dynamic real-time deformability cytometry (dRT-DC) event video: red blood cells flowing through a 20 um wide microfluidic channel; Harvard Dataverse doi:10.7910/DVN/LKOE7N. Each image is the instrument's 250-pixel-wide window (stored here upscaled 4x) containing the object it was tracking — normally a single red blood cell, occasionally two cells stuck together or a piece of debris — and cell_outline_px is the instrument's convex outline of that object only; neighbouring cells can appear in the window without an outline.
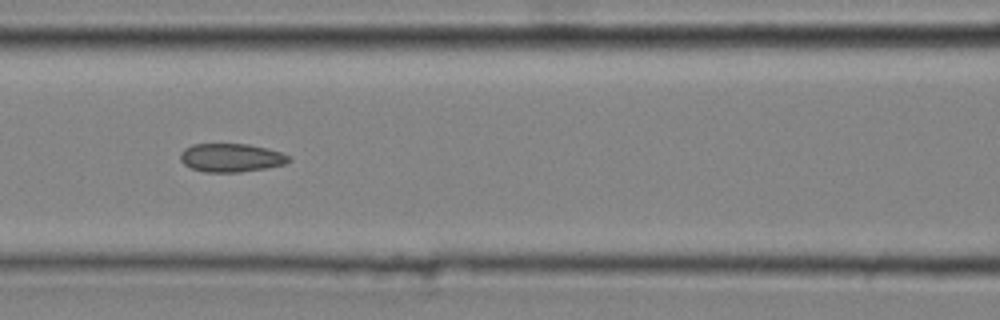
{"species": "common noctule bat (a hibernating species)", "species_latin": "Nyctalus noctula", "temperature_condition": "cold", "stored_images_in_passage": 17, "camera_frame_rate_fps": 3000, "um_per_image_px": 0.085, "animal": {"sex": "male", "body_mass_g": 20.4}, "frame": {"image": 1, "passage_image": 8, "time_ms": 2.333, "image_size_px": [1000, 320], "cell_outline_px": [[288, 160], [284, 164], [268, 168], [240, 172], [204, 172], [192, 168], [184, 164], [180, 160], [180, 152], [184, 148], [192, 144], [248, 144], [268, 148], [280, 152], [288, 156]], "centroid_in_image_um": [19.6, 13.4], "position_along_channel_um": 147.0, "area_um2": 17.98}}
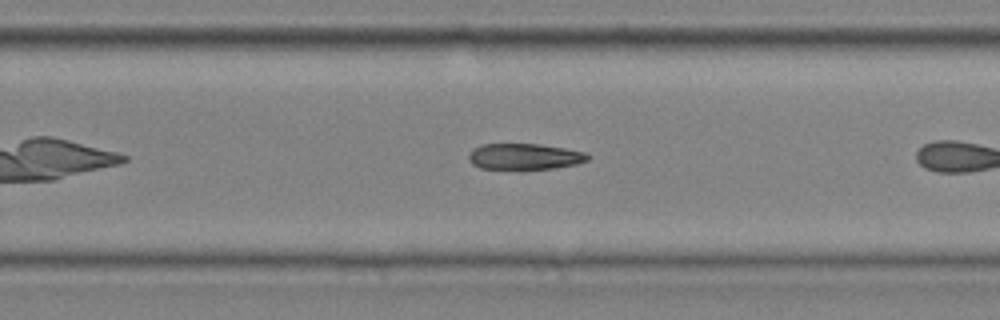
{"frame": {"image": 2, "passage_image": 15, "time_ms": 4.667, "image_size_px": [1000, 320], "cell_outline_px": [[592, 156], [588, 160], [576, 164], [552, 168], [480, 168], [472, 164], [468, 156], [472, 148], [480, 144], [540, 144], [564, 148], [584, 152]], "centroid_in_image_um": [44.58, 13.28], "position_along_channel_um": 285.2, "area_um2": 17.86}}